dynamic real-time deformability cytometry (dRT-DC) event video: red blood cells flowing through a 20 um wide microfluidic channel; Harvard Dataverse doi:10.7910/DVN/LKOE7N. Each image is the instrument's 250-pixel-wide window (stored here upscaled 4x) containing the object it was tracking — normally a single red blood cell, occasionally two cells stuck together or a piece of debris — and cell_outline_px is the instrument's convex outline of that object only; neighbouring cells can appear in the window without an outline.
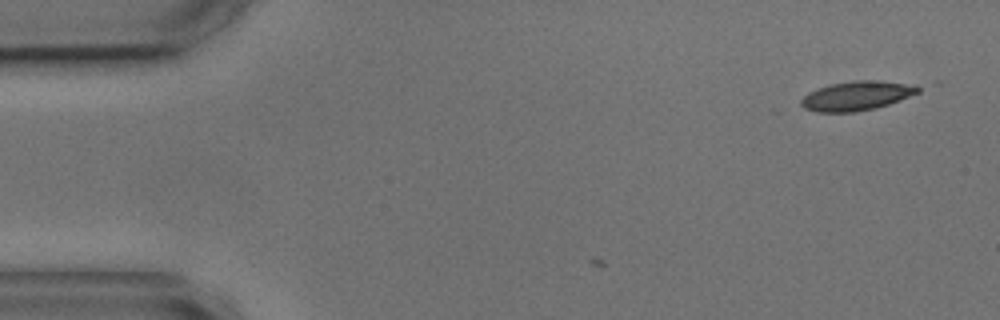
{"species": "common noctule bat (a hibernating species)", "species_latin": "Nyctalus noctula", "temperature_condition": "cold", "stored_images_in_passage": 4, "camera_frame_rate_fps": 3000, "um_per_image_px": 0.085, "animal": {"sex": "male", "body_mass_g": 17.9, "forearm_length_mm": 54.2}, "frame": {"image": 1, "passage_image": 1, "time_ms": 0.0, "image_size_px": [1000, 320], "cell_outline_px": [[920, 92], [900, 100], [888, 104], [856, 112], [816, 112], [804, 108], [800, 104], [800, 100], [808, 92], [816, 88], [832, 84], [852, 80], [880, 80], [916, 84], [920, 88]], "centroid_in_image_um": [72.82, 8.13], "position_along_channel_um": 12.2, "area_um2": 20.11}}